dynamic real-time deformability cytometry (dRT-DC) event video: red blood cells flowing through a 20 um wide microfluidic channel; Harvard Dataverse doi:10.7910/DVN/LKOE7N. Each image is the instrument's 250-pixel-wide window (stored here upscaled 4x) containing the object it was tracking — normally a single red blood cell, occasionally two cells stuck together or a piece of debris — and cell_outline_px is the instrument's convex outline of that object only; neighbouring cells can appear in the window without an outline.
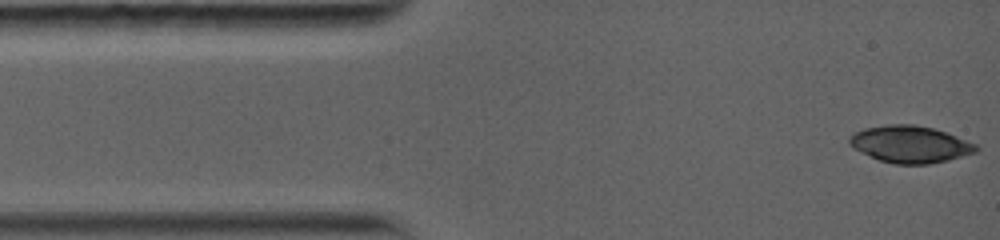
{"species": "common noctule bat (a hibernating species)", "species_latin": "Nyctalus noctula", "temperature_condition": "warm", "stored_images_in_passage": 14, "camera_frame_rate_fps": 5000, "um_per_image_px": 0.085, "animal": {"sex": "female", "body_mass_g": 19.0, "forearm_length_mm": 56.7}, "frame": {"image": 1, "passage_image": 1, "time_ms": 0.0, "image_size_px": [1000, 240], "cell_outline_px": [[980, 148], [976, 152], [948, 160], [928, 164], [896, 164], [880, 160], [848, 144], [848, 136], [864, 128], [888, 124], [916, 124], [932, 128], [956, 136], [976, 144]], "centroid_in_image_um": [77.37, 12.25], "position_along_channel_um": 7.6, "area_um2": 26.99}}
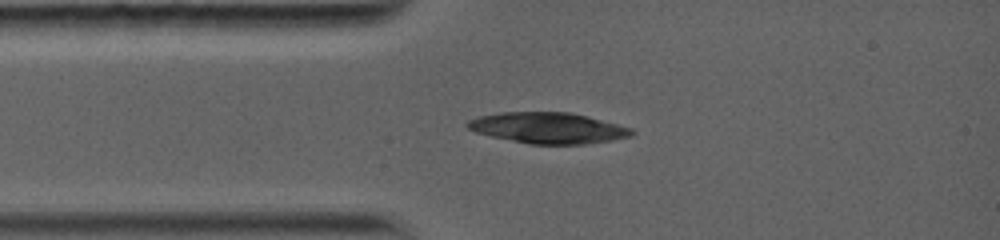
{"frame": {"image": 2, "passage_image": 14, "time_ms": 2.4, "image_size_px": [1000, 240], "cell_outline_px": [[636, 132], [632, 136], [584, 144], [532, 144], [492, 136], [476, 132], [468, 128], [464, 124], [468, 120], [476, 116], [500, 112], [568, 112], [588, 116], [632, 128]], "centroid_in_image_um": [46.57, 10.86], "position_along_channel_um": 38.4, "area_um2": 29.48}}